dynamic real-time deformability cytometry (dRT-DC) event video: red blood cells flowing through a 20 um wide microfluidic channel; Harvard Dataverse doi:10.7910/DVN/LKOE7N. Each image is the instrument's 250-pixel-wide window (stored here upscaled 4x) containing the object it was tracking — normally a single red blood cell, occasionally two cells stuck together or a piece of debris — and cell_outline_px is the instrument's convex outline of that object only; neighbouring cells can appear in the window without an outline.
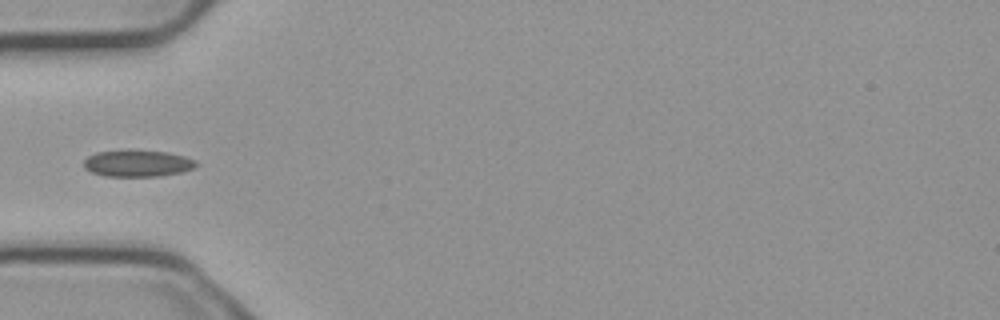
{"species": "common noctule bat (a hibernating species)", "species_latin": "Nyctalus noctula", "temperature_condition": "cold", "stored_images_in_passage": 5, "camera_frame_rate_fps": 3000, "um_per_image_px": 0.085, "animal": {"sex": "male", "body_mass_g": 23.1, "forearm_length_mm": 52.7}, "frame": {"image": 1, "passage_image": 4, "time_ms": 1.0, "image_size_px": [1000, 320], "cell_outline_px": [[200, 164], [192, 168], [180, 172], [160, 176], [104, 176], [92, 172], [84, 168], [84, 160], [88, 156], [96, 152], [168, 152], [184, 156], [196, 160]], "centroid_in_image_um": [11.71, 13.92], "position_along_channel_um": 73.3, "area_um2": 16.88}}
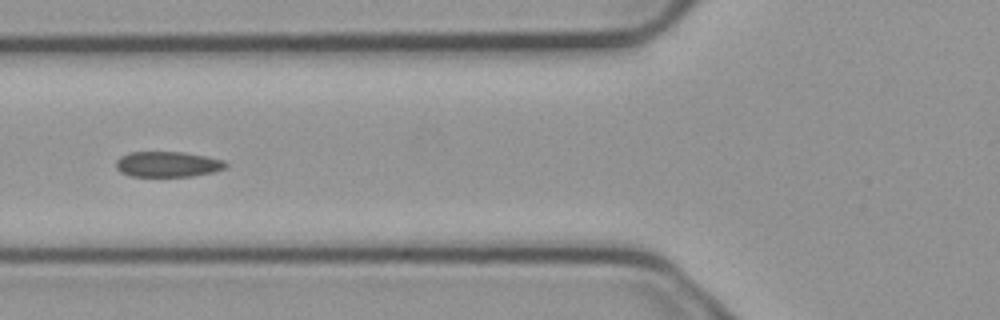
{"frame": {"image": 2, "passage_image": 5, "time_ms": 1.333, "image_size_px": [1000, 320], "cell_outline_px": [[228, 164], [224, 168], [212, 172], [192, 176], [132, 176], [120, 172], [116, 168], [116, 160], [120, 156], [128, 152], [184, 152], [224, 160]], "centroid_in_image_um": [14.22, 13.95], "position_along_channel_um": 111.6, "area_um2": 16.24}}